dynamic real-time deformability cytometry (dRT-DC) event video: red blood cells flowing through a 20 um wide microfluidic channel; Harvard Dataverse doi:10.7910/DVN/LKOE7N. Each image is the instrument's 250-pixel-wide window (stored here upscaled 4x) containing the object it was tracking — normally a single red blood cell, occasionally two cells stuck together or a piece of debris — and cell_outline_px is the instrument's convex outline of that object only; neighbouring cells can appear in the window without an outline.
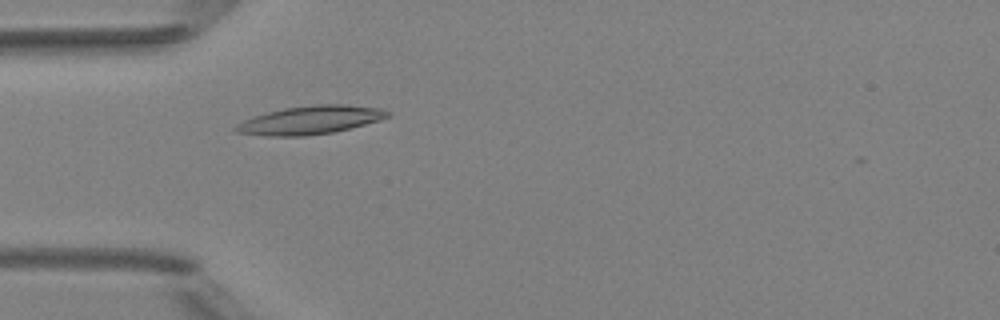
{"species": "Egyptian fruit bat (a non-hibernating species)", "species_latin": "Rousettus aegyptiacus", "temperature_condition": "room temperature", "stored_images_in_passage": 1, "camera_frame_rate_fps": 3000, "um_per_image_px": 0.085, "animal": {"sex": "female"}, "frame": {"image": 1, "passage_image": 1, "time_ms": 0.0, "image_size_px": [1000, 320], "cell_outline_px": [[392, 112], [388, 116], [380, 120], [332, 132], [304, 136], [264, 136], [236, 132], [232, 128], [236, 124], [252, 116], [284, 108], [316, 104], [348, 104], [380, 108]], "centroid_in_image_um": [26.34, 10.2], "position_along_channel_um": 58.7, "area_um2": 25.09}}